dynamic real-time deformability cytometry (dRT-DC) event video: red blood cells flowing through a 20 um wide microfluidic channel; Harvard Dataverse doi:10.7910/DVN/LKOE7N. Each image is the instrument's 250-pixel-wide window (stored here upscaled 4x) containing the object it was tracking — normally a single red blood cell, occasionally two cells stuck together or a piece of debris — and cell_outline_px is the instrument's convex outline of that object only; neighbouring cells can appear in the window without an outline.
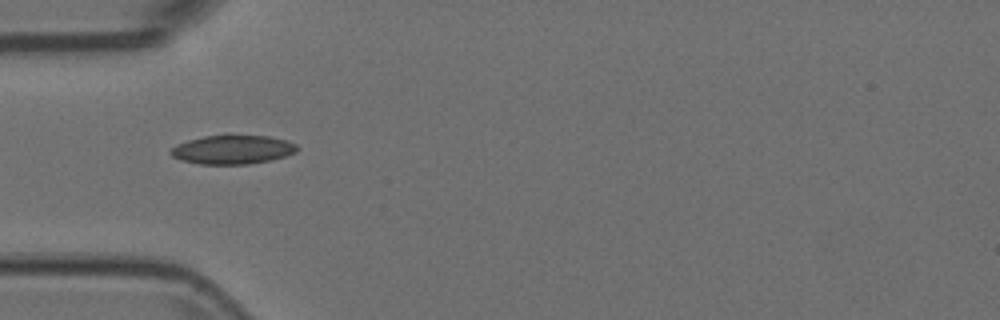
{"species": "Egyptian fruit bat (a non-hibernating species)", "species_latin": "Rousettus aegyptiacus", "temperature_condition": "room temperature", "stored_images_in_passage": 11, "camera_frame_rate_fps": 3000, "um_per_image_px": 0.085, "animal": {"sex": "female"}, "frame": {"image": 1, "passage_image": 1, "time_ms": 0.0, "image_size_px": [1000, 320], "cell_outline_px": [[300, 148], [296, 152], [272, 160], [248, 164], [200, 164], [180, 160], [172, 156], [168, 152], [176, 144], [188, 140], [204, 136], [268, 136], [288, 140], [296, 144]], "centroid_in_image_um": [19.78, 12.72], "position_along_channel_um": 65.2, "area_um2": 21.27}}
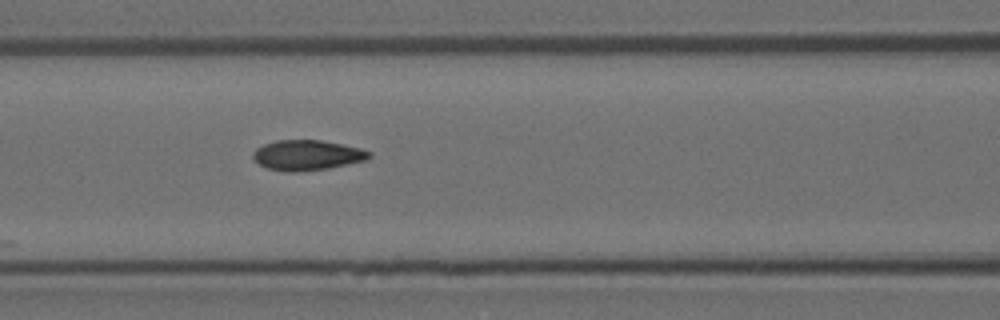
{"frame": {"image": 2, "passage_image": 7, "time_ms": 2.0, "image_size_px": [1000, 320], "cell_outline_px": [[372, 156], [368, 160], [328, 168], [296, 172], [284, 172], [268, 168], [260, 164], [252, 156], [252, 152], [256, 148], [264, 144], [276, 140], [320, 140], [360, 148], [372, 152]], "centroid_in_image_um": [26.12, 13.19], "position_along_channel_um": 140.5, "area_um2": 20.46}}
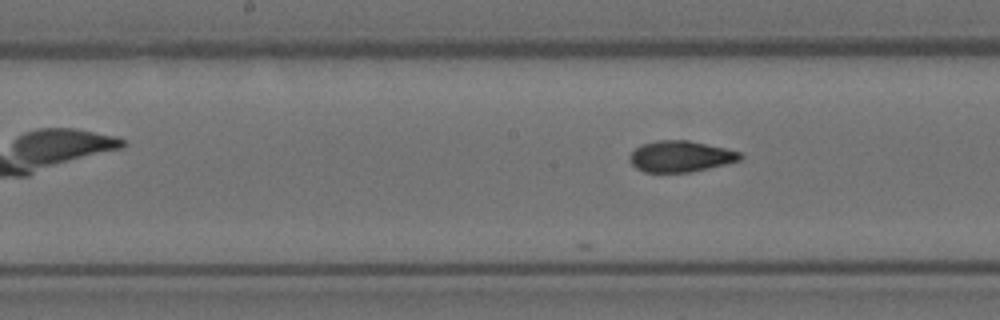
{"frame": {"image": 3, "passage_image": 11, "time_ms": 3.333, "image_size_px": [1000, 320], "cell_outline_px": [[744, 156], [740, 160], [708, 168], [688, 172], [644, 172], [636, 168], [628, 160], [628, 156], [640, 144], [656, 140], [688, 140], [724, 148], [740, 152]], "centroid_in_image_um": [57.8, 13.29], "position_along_channel_um": 190.4, "area_um2": 20.0}}